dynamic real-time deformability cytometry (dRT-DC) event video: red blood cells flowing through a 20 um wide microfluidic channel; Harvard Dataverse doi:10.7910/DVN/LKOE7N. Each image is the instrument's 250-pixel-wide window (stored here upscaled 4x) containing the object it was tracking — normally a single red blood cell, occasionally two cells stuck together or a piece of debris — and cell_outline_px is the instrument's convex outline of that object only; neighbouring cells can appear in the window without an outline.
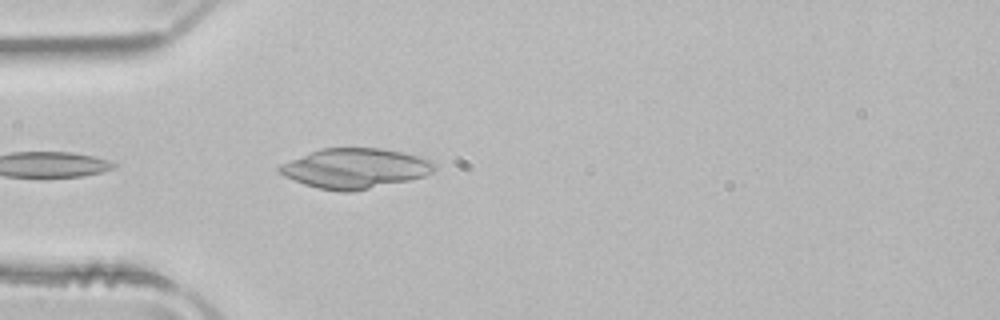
{"species": "common noctule bat (a hibernating species)", "species_latin": "Nyctalus noctula", "temperature_condition": "room temperature", "stored_images_in_passage": 6, "camera_frame_rate_fps": 3000, "um_per_image_px": 0.085, "animal": {"sex": "male", "body_mass_g": 21.5, "forearm_length_mm": 52.0}, "frame": {"image": 1, "passage_image": 1, "time_ms": 0.0, "image_size_px": [1000, 320], "cell_outline_px": [[436, 168], [432, 172], [424, 176], [408, 180], [348, 192], [340, 192], [320, 188], [304, 184], [284, 176], [276, 168], [280, 164], [320, 148], [380, 148], [420, 156], [436, 160]], "centroid_in_image_um": [30.2, 14.3], "position_along_channel_um": 54.8, "area_um2": 35.95}}